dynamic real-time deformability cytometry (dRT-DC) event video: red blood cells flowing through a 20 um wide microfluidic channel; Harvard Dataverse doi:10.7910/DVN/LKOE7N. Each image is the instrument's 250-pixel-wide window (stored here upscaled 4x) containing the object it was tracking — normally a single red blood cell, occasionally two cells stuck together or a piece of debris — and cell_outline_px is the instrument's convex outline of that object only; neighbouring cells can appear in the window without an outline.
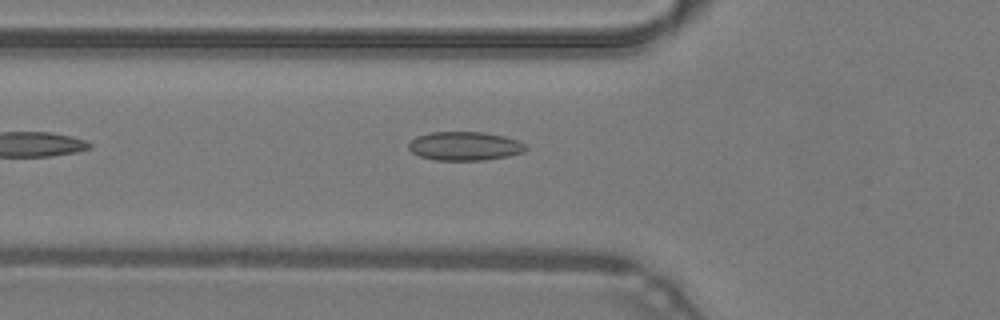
{"species": "common noctule bat (a hibernating species)", "species_latin": "Nyctalus noctula", "temperature_condition": "warm", "stored_images_in_passage": 31, "camera_frame_rate_fps": 3000, "um_per_image_px": 0.085, "animal": {"sex": "male", "body_mass_g": 19.2, "forearm_length_mm": 51.8}, "frame": {"image": 1, "passage_image": 2, "time_ms": 0.333, "image_size_px": [1000, 320], "cell_outline_px": [[528, 148], [524, 152], [508, 156], [484, 160], [436, 160], [420, 156], [412, 152], [408, 148], [408, 144], [416, 136], [432, 132], [484, 132], [504, 136], [528, 144]], "centroid_in_image_um": [39.53, 12.41], "position_along_channel_um": 86.3, "area_um2": 19.71}}
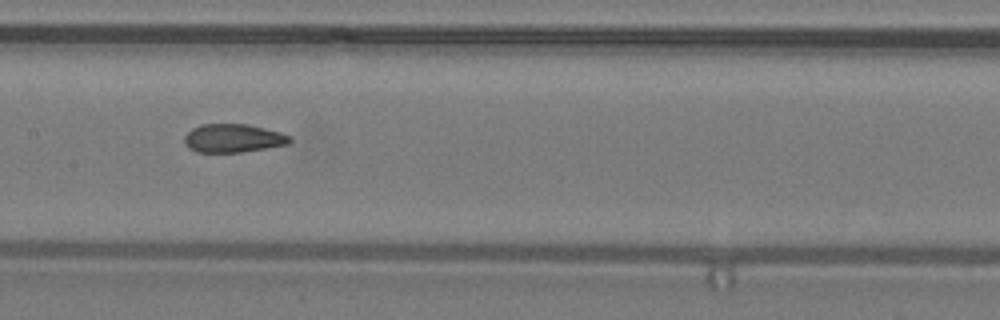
{"frame": {"image": 2, "passage_image": 9, "time_ms": 2.667, "image_size_px": [1000, 320], "cell_outline_px": [[292, 140], [288, 144], [240, 152], [196, 152], [188, 148], [184, 144], [184, 136], [192, 128], [200, 124], [248, 124], [280, 132], [292, 136]], "centroid_in_image_um": [19.79, 11.74], "position_along_channel_um": 187.6, "area_um2": 17.51}}
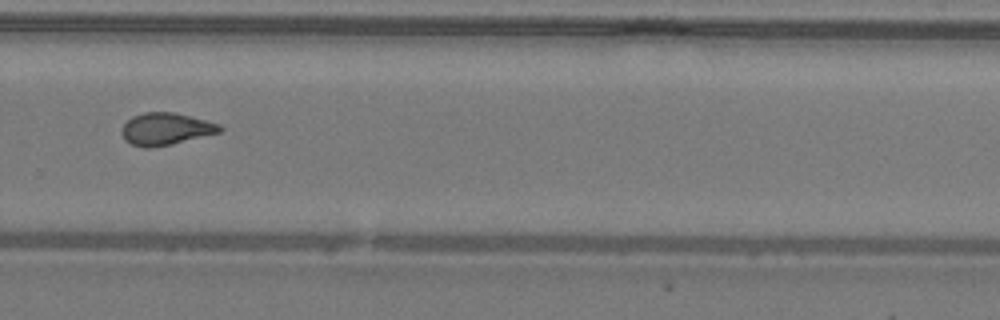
{"frame": {"image": 3, "passage_image": 18, "time_ms": 5.667, "image_size_px": [1000, 320], "cell_outline_px": [[224, 128], [220, 132], [172, 144], [152, 148], [144, 148], [132, 144], [124, 140], [120, 132], [120, 128], [132, 116], [144, 112], [172, 112], [220, 124]], "centroid_in_image_um": [14.04, 10.97], "position_along_channel_um": 315.8, "area_um2": 18.38}, "authors_computed_cell_mechanics": {"area_um2": 17.918, "velocity_mm_per_s": 4.3006, "shape_relaxation_time_tau1_ms": null, "shape_relaxation_time_tau2_ms": 1.3051, "deformation_change_tau1": null, "deformation_change_tau2": 0.0659}}